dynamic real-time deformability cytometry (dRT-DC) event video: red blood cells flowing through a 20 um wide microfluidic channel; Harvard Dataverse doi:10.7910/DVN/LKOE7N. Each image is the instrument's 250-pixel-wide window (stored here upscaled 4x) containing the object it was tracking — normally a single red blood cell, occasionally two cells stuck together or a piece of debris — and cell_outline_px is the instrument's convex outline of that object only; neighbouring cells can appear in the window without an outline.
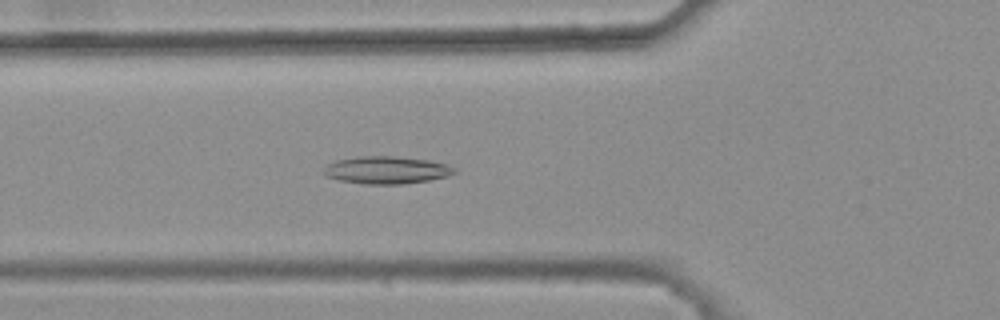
{"species": "common noctule bat (a hibernating species)", "species_latin": "Nyctalus noctula", "temperature_condition": "warm", "stored_images_in_passage": 45, "camera_frame_rate_fps": 3000, "um_per_image_px": 0.085, "animal": {"sex": "female", "body_mass_g": 25.1}, "frame": {"image": 1, "passage_image": 19, "time_ms": 6.0, "image_size_px": [1000, 320], "cell_outline_px": [[456, 172], [448, 176], [428, 180], [404, 184], [364, 184], [340, 180], [328, 176], [320, 172], [328, 164], [336, 160], [360, 156], [392, 156], [428, 160], [444, 164], [456, 168]], "centroid_in_image_um": [32.83, 14.46], "position_along_channel_um": 93.0, "area_um2": 20.81}}
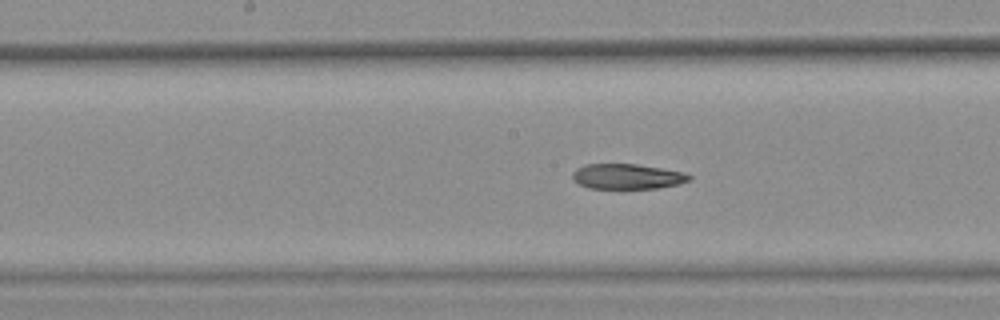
{"frame": {"image": 2, "passage_image": 27, "time_ms": 8.667, "image_size_px": [1000, 320], "cell_outline_px": [[692, 180], [680, 184], [656, 188], [588, 188], [572, 180], [572, 172], [576, 168], [584, 164], [636, 164], [684, 172], [692, 176]], "centroid_in_image_um": [53.31, 14.99], "position_along_channel_um": 194.9, "area_um2": 17.22}}
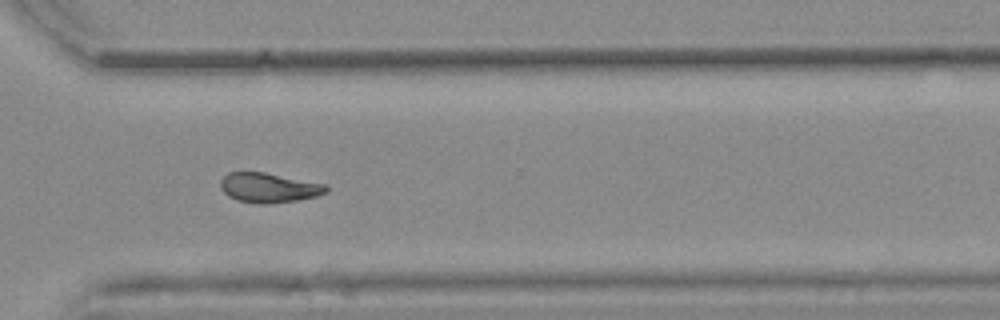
{"frame": {"image": 3, "passage_image": 39, "time_ms": 12.667, "image_size_px": [1000, 320], "cell_outline_px": [[328, 192], [316, 196], [296, 200], [268, 204], [256, 204], [236, 200], [228, 196], [220, 188], [220, 180], [228, 172], [264, 172], [328, 184]], "centroid_in_image_um": [22.85, 15.95], "position_along_channel_um": 347.8, "area_um2": 18.5}, "authors_computed_cell_mechanics": {"area_um2": 18.8428, "velocity_mm_per_s": 3.8194, "shape_relaxation_time_tau1_ms": null, "shape_relaxation_time_tau2_ms": 4.9843, "deformation_change_tau1": null, "deformation_change_tau2": 0.1276}}